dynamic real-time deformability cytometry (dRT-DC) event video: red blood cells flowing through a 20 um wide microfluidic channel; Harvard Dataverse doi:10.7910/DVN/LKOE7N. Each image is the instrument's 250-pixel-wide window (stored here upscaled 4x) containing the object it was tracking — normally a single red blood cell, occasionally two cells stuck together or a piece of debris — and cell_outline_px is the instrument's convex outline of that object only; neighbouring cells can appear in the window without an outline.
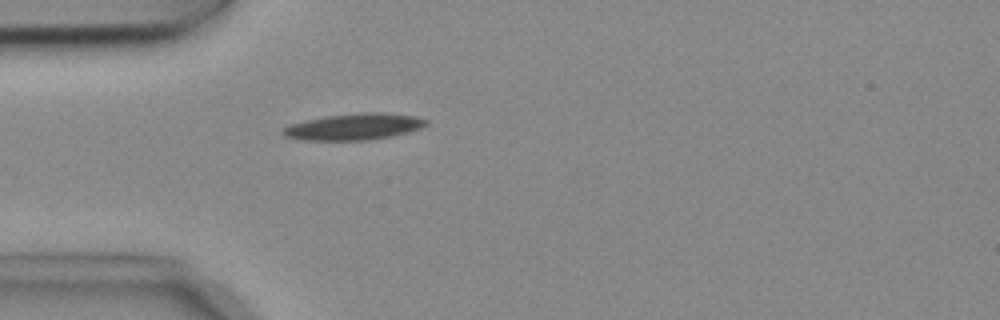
{"species": "common noctule bat (a hibernating species)", "species_latin": "Nyctalus noctula", "temperature_condition": "cold", "stored_images_in_passage": 40, "camera_frame_rate_fps": 3000, "um_per_image_px": 0.085, "animal": {"sex": "female", "body_mass_g": 18.4}, "frame": {"image": 1, "passage_image": 1, "time_ms": 0.0, "image_size_px": [1000, 320], "cell_outline_px": [[428, 124], [420, 128], [408, 132], [392, 136], [372, 140], [300, 140], [284, 136], [280, 132], [288, 124], [304, 120], [328, 116], [360, 112], [384, 112], [416, 116], [428, 120]], "centroid_in_image_um": [30.08, 10.77], "position_along_channel_um": 54.9, "area_um2": 22.31}}
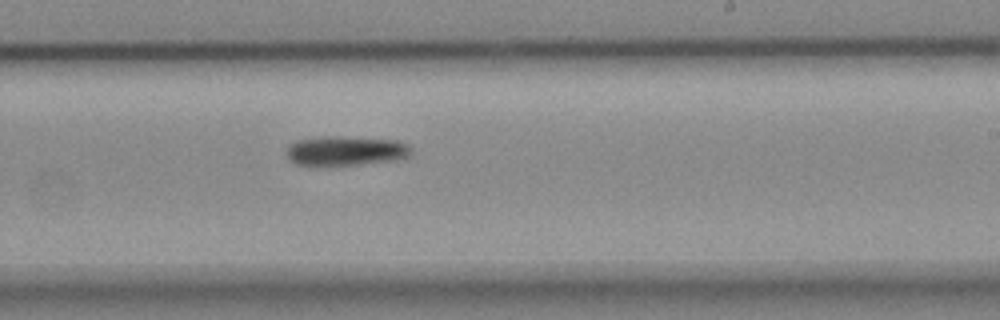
{"frame": {"image": 2, "passage_image": 18, "time_ms": 5.667, "image_size_px": [1000, 320], "cell_outline_px": [[412, 152], [408, 156], [396, 160], [324, 168], [308, 168], [296, 164], [288, 160], [288, 144], [296, 140], [324, 136], [340, 136], [400, 140], [408, 144], [412, 148]], "centroid_in_image_um": [29.33, 12.86], "position_along_channel_um": 259.7, "area_um2": 22.54}}
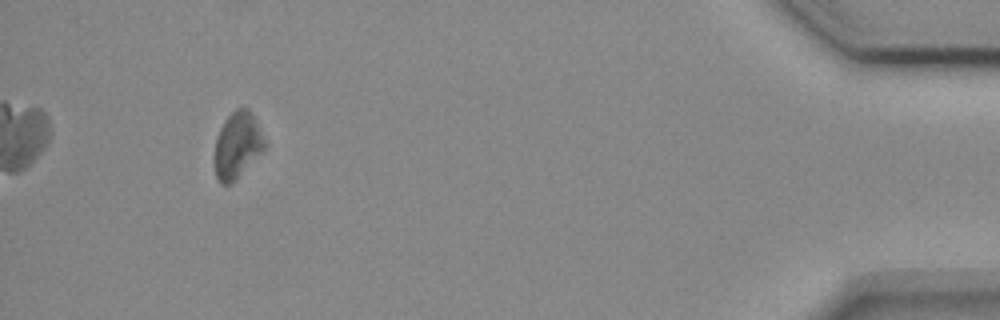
{"frame": {"image": 3, "passage_image": 36, "time_ms": 11.667, "image_size_px": [1000, 320], "cell_outline_px": [[268, 144], [232, 184], [220, 184], [216, 176], [212, 160], [216, 136], [224, 120], [236, 108], [248, 108], [252, 112]], "centroid_in_image_um": [20.14, 12.35], "position_along_channel_um": 415.1, "area_um2": 19.77}, "authors_computed_cell_mechanics": {"area_um2": 20.808, "velocity_mm_per_s": 3.7128, "shape_relaxation_time_tau1_ms": 3.99, "shape_relaxation_time_tau2_ms": null, "deformation_change_tau1": 0.0832, "deformation_change_tau2": null}}